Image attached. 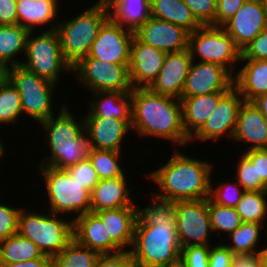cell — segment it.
I'll return each mask as SVG.
<instances>
[{
  "mask_svg": "<svg viewBox=\"0 0 267 267\" xmlns=\"http://www.w3.org/2000/svg\"><path fill=\"white\" fill-rule=\"evenodd\" d=\"M95 214L105 224V229L111 240L121 250H128L126 249L128 246L132 247L138 207L101 210L95 212Z\"/></svg>",
  "mask_w": 267,
  "mask_h": 267,
  "instance_id": "cell-24",
  "label": "cell"
},
{
  "mask_svg": "<svg viewBox=\"0 0 267 267\" xmlns=\"http://www.w3.org/2000/svg\"><path fill=\"white\" fill-rule=\"evenodd\" d=\"M222 28L242 51L267 28V10L259 0H246Z\"/></svg>",
  "mask_w": 267,
  "mask_h": 267,
  "instance_id": "cell-16",
  "label": "cell"
},
{
  "mask_svg": "<svg viewBox=\"0 0 267 267\" xmlns=\"http://www.w3.org/2000/svg\"><path fill=\"white\" fill-rule=\"evenodd\" d=\"M192 61L188 49L167 53L162 69L149 89L156 94L181 99Z\"/></svg>",
  "mask_w": 267,
  "mask_h": 267,
  "instance_id": "cell-19",
  "label": "cell"
},
{
  "mask_svg": "<svg viewBox=\"0 0 267 267\" xmlns=\"http://www.w3.org/2000/svg\"><path fill=\"white\" fill-rule=\"evenodd\" d=\"M231 267H263L260 253L235 254Z\"/></svg>",
  "mask_w": 267,
  "mask_h": 267,
  "instance_id": "cell-52",
  "label": "cell"
},
{
  "mask_svg": "<svg viewBox=\"0 0 267 267\" xmlns=\"http://www.w3.org/2000/svg\"><path fill=\"white\" fill-rule=\"evenodd\" d=\"M134 34L141 42L165 53L188 49L189 32L168 21L150 17Z\"/></svg>",
  "mask_w": 267,
  "mask_h": 267,
  "instance_id": "cell-18",
  "label": "cell"
},
{
  "mask_svg": "<svg viewBox=\"0 0 267 267\" xmlns=\"http://www.w3.org/2000/svg\"><path fill=\"white\" fill-rule=\"evenodd\" d=\"M58 116L52 115L49 119L40 122L47 138L44 139L51 153L43 157L40 166H52L59 169H68L79 161L88 158L90 144L85 132L83 116L76 121V115L71 113L66 104H61Z\"/></svg>",
  "mask_w": 267,
  "mask_h": 267,
  "instance_id": "cell-3",
  "label": "cell"
},
{
  "mask_svg": "<svg viewBox=\"0 0 267 267\" xmlns=\"http://www.w3.org/2000/svg\"><path fill=\"white\" fill-rule=\"evenodd\" d=\"M225 93L214 92L194 97H181L182 123L189 138L204 125Z\"/></svg>",
  "mask_w": 267,
  "mask_h": 267,
  "instance_id": "cell-25",
  "label": "cell"
},
{
  "mask_svg": "<svg viewBox=\"0 0 267 267\" xmlns=\"http://www.w3.org/2000/svg\"><path fill=\"white\" fill-rule=\"evenodd\" d=\"M88 113L83 117L116 118L131 121V93L121 91L93 92ZM97 99H95V98Z\"/></svg>",
  "mask_w": 267,
  "mask_h": 267,
  "instance_id": "cell-27",
  "label": "cell"
},
{
  "mask_svg": "<svg viewBox=\"0 0 267 267\" xmlns=\"http://www.w3.org/2000/svg\"><path fill=\"white\" fill-rule=\"evenodd\" d=\"M150 3L151 0H111L106 6L112 21L136 32L151 17Z\"/></svg>",
  "mask_w": 267,
  "mask_h": 267,
  "instance_id": "cell-29",
  "label": "cell"
},
{
  "mask_svg": "<svg viewBox=\"0 0 267 267\" xmlns=\"http://www.w3.org/2000/svg\"><path fill=\"white\" fill-rule=\"evenodd\" d=\"M232 139L250 143L247 150L267 149V120L252 101L241 104Z\"/></svg>",
  "mask_w": 267,
  "mask_h": 267,
  "instance_id": "cell-21",
  "label": "cell"
},
{
  "mask_svg": "<svg viewBox=\"0 0 267 267\" xmlns=\"http://www.w3.org/2000/svg\"><path fill=\"white\" fill-rule=\"evenodd\" d=\"M74 239L99 254L115 253L121 249L111 240L105 224L92 212L73 217Z\"/></svg>",
  "mask_w": 267,
  "mask_h": 267,
  "instance_id": "cell-22",
  "label": "cell"
},
{
  "mask_svg": "<svg viewBox=\"0 0 267 267\" xmlns=\"http://www.w3.org/2000/svg\"><path fill=\"white\" fill-rule=\"evenodd\" d=\"M202 25L215 26L217 0H182Z\"/></svg>",
  "mask_w": 267,
  "mask_h": 267,
  "instance_id": "cell-43",
  "label": "cell"
},
{
  "mask_svg": "<svg viewBox=\"0 0 267 267\" xmlns=\"http://www.w3.org/2000/svg\"><path fill=\"white\" fill-rule=\"evenodd\" d=\"M245 62L236 74L234 87L244 101H253L259 95L267 92V60L241 59Z\"/></svg>",
  "mask_w": 267,
  "mask_h": 267,
  "instance_id": "cell-28",
  "label": "cell"
},
{
  "mask_svg": "<svg viewBox=\"0 0 267 267\" xmlns=\"http://www.w3.org/2000/svg\"><path fill=\"white\" fill-rule=\"evenodd\" d=\"M234 255L224 243L210 245L208 267H231Z\"/></svg>",
  "mask_w": 267,
  "mask_h": 267,
  "instance_id": "cell-49",
  "label": "cell"
},
{
  "mask_svg": "<svg viewBox=\"0 0 267 267\" xmlns=\"http://www.w3.org/2000/svg\"><path fill=\"white\" fill-rule=\"evenodd\" d=\"M176 232L181 248L210 245L212 231L208 199L176 201Z\"/></svg>",
  "mask_w": 267,
  "mask_h": 267,
  "instance_id": "cell-12",
  "label": "cell"
},
{
  "mask_svg": "<svg viewBox=\"0 0 267 267\" xmlns=\"http://www.w3.org/2000/svg\"><path fill=\"white\" fill-rule=\"evenodd\" d=\"M188 50L192 60L199 56L197 58L201 62L222 65L232 74L233 65L241 61L242 56V51L230 35L222 27L211 25L201 26L189 33Z\"/></svg>",
  "mask_w": 267,
  "mask_h": 267,
  "instance_id": "cell-10",
  "label": "cell"
},
{
  "mask_svg": "<svg viewBox=\"0 0 267 267\" xmlns=\"http://www.w3.org/2000/svg\"><path fill=\"white\" fill-rule=\"evenodd\" d=\"M0 267H52V257L43 255L41 258L29 261L0 263Z\"/></svg>",
  "mask_w": 267,
  "mask_h": 267,
  "instance_id": "cell-53",
  "label": "cell"
},
{
  "mask_svg": "<svg viewBox=\"0 0 267 267\" xmlns=\"http://www.w3.org/2000/svg\"><path fill=\"white\" fill-rule=\"evenodd\" d=\"M48 193L50 212L57 215L76 217L90 212L91 197L84 185L71 177L67 169L39 166ZM69 212L71 214H69Z\"/></svg>",
  "mask_w": 267,
  "mask_h": 267,
  "instance_id": "cell-7",
  "label": "cell"
},
{
  "mask_svg": "<svg viewBox=\"0 0 267 267\" xmlns=\"http://www.w3.org/2000/svg\"><path fill=\"white\" fill-rule=\"evenodd\" d=\"M126 175L99 180L90 192V212L95 213L101 210L118 209L122 207H138L130 197Z\"/></svg>",
  "mask_w": 267,
  "mask_h": 267,
  "instance_id": "cell-23",
  "label": "cell"
},
{
  "mask_svg": "<svg viewBox=\"0 0 267 267\" xmlns=\"http://www.w3.org/2000/svg\"><path fill=\"white\" fill-rule=\"evenodd\" d=\"M243 153L256 164L257 178L267 185V149H252Z\"/></svg>",
  "mask_w": 267,
  "mask_h": 267,
  "instance_id": "cell-50",
  "label": "cell"
},
{
  "mask_svg": "<svg viewBox=\"0 0 267 267\" xmlns=\"http://www.w3.org/2000/svg\"><path fill=\"white\" fill-rule=\"evenodd\" d=\"M58 0H17L18 24L29 32L36 26L50 25L46 31L55 30L58 24H53L58 16ZM51 23V24H49Z\"/></svg>",
  "mask_w": 267,
  "mask_h": 267,
  "instance_id": "cell-26",
  "label": "cell"
},
{
  "mask_svg": "<svg viewBox=\"0 0 267 267\" xmlns=\"http://www.w3.org/2000/svg\"><path fill=\"white\" fill-rule=\"evenodd\" d=\"M17 0H0V25L18 24Z\"/></svg>",
  "mask_w": 267,
  "mask_h": 267,
  "instance_id": "cell-51",
  "label": "cell"
},
{
  "mask_svg": "<svg viewBox=\"0 0 267 267\" xmlns=\"http://www.w3.org/2000/svg\"><path fill=\"white\" fill-rule=\"evenodd\" d=\"M261 5L267 10V0H259Z\"/></svg>",
  "mask_w": 267,
  "mask_h": 267,
  "instance_id": "cell-59",
  "label": "cell"
},
{
  "mask_svg": "<svg viewBox=\"0 0 267 267\" xmlns=\"http://www.w3.org/2000/svg\"><path fill=\"white\" fill-rule=\"evenodd\" d=\"M130 93L131 129L137 135L166 139L178 146L190 142L183 128L180 99L149 88H133Z\"/></svg>",
  "mask_w": 267,
  "mask_h": 267,
  "instance_id": "cell-1",
  "label": "cell"
},
{
  "mask_svg": "<svg viewBox=\"0 0 267 267\" xmlns=\"http://www.w3.org/2000/svg\"><path fill=\"white\" fill-rule=\"evenodd\" d=\"M167 53L141 42L131 43L129 78L133 88H149L158 77Z\"/></svg>",
  "mask_w": 267,
  "mask_h": 267,
  "instance_id": "cell-17",
  "label": "cell"
},
{
  "mask_svg": "<svg viewBox=\"0 0 267 267\" xmlns=\"http://www.w3.org/2000/svg\"><path fill=\"white\" fill-rule=\"evenodd\" d=\"M246 0H217L215 27H222Z\"/></svg>",
  "mask_w": 267,
  "mask_h": 267,
  "instance_id": "cell-48",
  "label": "cell"
},
{
  "mask_svg": "<svg viewBox=\"0 0 267 267\" xmlns=\"http://www.w3.org/2000/svg\"><path fill=\"white\" fill-rule=\"evenodd\" d=\"M192 61L182 91V97H194L214 92H227L234 87V74L216 63Z\"/></svg>",
  "mask_w": 267,
  "mask_h": 267,
  "instance_id": "cell-15",
  "label": "cell"
},
{
  "mask_svg": "<svg viewBox=\"0 0 267 267\" xmlns=\"http://www.w3.org/2000/svg\"><path fill=\"white\" fill-rule=\"evenodd\" d=\"M90 148L122 152L121 143L131 129V121L116 118L84 117Z\"/></svg>",
  "mask_w": 267,
  "mask_h": 267,
  "instance_id": "cell-20",
  "label": "cell"
},
{
  "mask_svg": "<svg viewBox=\"0 0 267 267\" xmlns=\"http://www.w3.org/2000/svg\"><path fill=\"white\" fill-rule=\"evenodd\" d=\"M236 176L237 182L241 185L244 191H265L267 185L260 179L257 178L256 164L244 154L240 156L237 162Z\"/></svg>",
  "mask_w": 267,
  "mask_h": 267,
  "instance_id": "cell-40",
  "label": "cell"
},
{
  "mask_svg": "<svg viewBox=\"0 0 267 267\" xmlns=\"http://www.w3.org/2000/svg\"><path fill=\"white\" fill-rule=\"evenodd\" d=\"M42 256L37 245L18 233L0 241V263L23 262Z\"/></svg>",
  "mask_w": 267,
  "mask_h": 267,
  "instance_id": "cell-32",
  "label": "cell"
},
{
  "mask_svg": "<svg viewBox=\"0 0 267 267\" xmlns=\"http://www.w3.org/2000/svg\"><path fill=\"white\" fill-rule=\"evenodd\" d=\"M108 18L107 6L94 3L80 15L58 23L55 30L59 36L61 52L71 67L88 56L101 26Z\"/></svg>",
  "mask_w": 267,
  "mask_h": 267,
  "instance_id": "cell-5",
  "label": "cell"
},
{
  "mask_svg": "<svg viewBox=\"0 0 267 267\" xmlns=\"http://www.w3.org/2000/svg\"><path fill=\"white\" fill-rule=\"evenodd\" d=\"M95 267H136L129 250L99 254Z\"/></svg>",
  "mask_w": 267,
  "mask_h": 267,
  "instance_id": "cell-46",
  "label": "cell"
},
{
  "mask_svg": "<svg viewBox=\"0 0 267 267\" xmlns=\"http://www.w3.org/2000/svg\"><path fill=\"white\" fill-rule=\"evenodd\" d=\"M129 251L136 267H179L181 246L176 223L146 225L137 217Z\"/></svg>",
  "mask_w": 267,
  "mask_h": 267,
  "instance_id": "cell-4",
  "label": "cell"
},
{
  "mask_svg": "<svg viewBox=\"0 0 267 267\" xmlns=\"http://www.w3.org/2000/svg\"><path fill=\"white\" fill-rule=\"evenodd\" d=\"M210 245H191L181 248L179 267H208Z\"/></svg>",
  "mask_w": 267,
  "mask_h": 267,
  "instance_id": "cell-42",
  "label": "cell"
},
{
  "mask_svg": "<svg viewBox=\"0 0 267 267\" xmlns=\"http://www.w3.org/2000/svg\"><path fill=\"white\" fill-rule=\"evenodd\" d=\"M267 190L245 191L237 204L236 211L242 222L264 224L267 219Z\"/></svg>",
  "mask_w": 267,
  "mask_h": 267,
  "instance_id": "cell-35",
  "label": "cell"
},
{
  "mask_svg": "<svg viewBox=\"0 0 267 267\" xmlns=\"http://www.w3.org/2000/svg\"><path fill=\"white\" fill-rule=\"evenodd\" d=\"M208 211L212 231H219L217 235H221V233L225 232L228 236L242 224V220L240 215L237 213L236 208L215 204L209 198Z\"/></svg>",
  "mask_w": 267,
  "mask_h": 267,
  "instance_id": "cell-39",
  "label": "cell"
},
{
  "mask_svg": "<svg viewBox=\"0 0 267 267\" xmlns=\"http://www.w3.org/2000/svg\"><path fill=\"white\" fill-rule=\"evenodd\" d=\"M241 59L267 60V28L242 50Z\"/></svg>",
  "mask_w": 267,
  "mask_h": 267,
  "instance_id": "cell-47",
  "label": "cell"
},
{
  "mask_svg": "<svg viewBox=\"0 0 267 267\" xmlns=\"http://www.w3.org/2000/svg\"><path fill=\"white\" fill-rule=\"evenodd\" d=\"M122 152L90 148L88 158L96 170L99 180L112 179L125 175L119 164Z\"/></svg>",
  "mask_w": 267,
  "mask_h": 267,
  "instance_id": "cell-36",
  "label": "cell"
},
{
  "mask_svg": "<svg viewBox=\"0 0 267 267\" xmlns=\"http://www.w3.org/2000/svg\"><path fill=\"white\" fill-rule=\"evenodd\" d=\"M34 36L28 33L25 47V60L21 65L37 76L54 84L59 83L61 71H71L72 67L65 61L60 47V40L56 30L46 31ZM25 61V62H24Z\"/></svg>",
  "mask_w": 267,
  "mask_h": 267,
  "instance_id": "cell-8",
  "label": "cell"
},
{
  "mask_svg": "<svg viewBox=\"0 0 267 267\" xmlns=\"http://www.w3.org/2000/svg\"><path fill=\"white\" fill-rule=\"evenodd\" d=\"M191 157L174 151L165 165L149 172L148 179L156 182L161 191L153 194L174 202L208 199L212 163Z\"/></svg>",
  "mask_w": 267,
  "mask_h": 267,
  "instance_id": "cell-2",
  "label": "cell"
},
{
  "mask_svg": "<svg viewBox=\"0 0 267 267\" xmlns=\"http://www.w3.org/2000/svg\"><path fill=\"white\" fill-rule=\"evenodd\" d=\"M22 208L0 203V241L14 235L18 231V217Z\"/></svg>",
  "mask_w": 267,
  "mask_h": 267,
  "instance_id": "cell-45",
  "label": "cell"
},
{
  "mask_svg": "<svg viewBox=\"0 0 267 267\" xmlns=\"http://www.w3.org/2000/svg\"><path fill=\"white\" fill-rule=\"evenodd\" d=\"M150 205L141 208L138 206V217L146 225H158V223H176L175 202L151 195Z\"/></svg>",
  "mask_w": 267,
  "mask_h": 267,
  "instance_id": "cell-37",
  "label": "cell"
},
{
  "mask_svg": "<svg viewBox=\"0 0 267 267\" xmlns=\"http://www.w3.org/2000/svg\"><path fill=\"white\" fill-rule=\"evenodd\" d=\"M260 256H261V259H262V265H263V267H267V247L264 246L260 250Z\"/></svg>",
  "mask_w": 267,
  "mask_h": 267,
  "instance_id": "cell-56",
  "label": "cell"
},
{
  "mask_svg": "<svg viewBox=\"0 0 267 267\" xmlns=\"http://www.w3.org/2000/svg\"><path fill=\"white\" fill-rule=\"evenodd\" d=\"M263 224L255 222H242L232 233L228 235V244H224L234 254H254L260 253V249L256 247L260 242V234ZM230 237V238H229ZM230 243V244H229ZM258 250H257V249Z\"/></svg>",
  "mask_w": 267,
  "mask_h": 267,
  "instance_id": "cell-33",
  "label": "cell"
},
{
  "mask_svg": "<svg viewBox=\"0 0 267 267\" xmlns=\"http://www.w3.org/2000/svg\"><path fill=\"white\" fill-rule=\"evenodd\" d=\"M129 65L106 63L97 58L85 56L72 71L82 86L93 92L121 91L131 92L133 87L129 78Z\"/></svg>",
  "mask_w": 267,
  "mask_h": 267,
  "instance_id": "cell-11",
  "label": "cell"
},
{
  "mask_svg": "<svg viewBox=\"0 0 267 267\" xmlns=\"http://www.w3.org/2000/svg\"><path fill=\"white\" fill-rule=\"evenodd\" d=\"M244 99L235 87L227 91L219 100L215 111L204 125L190 138V141L218 140L222 136L233 138L238 112Z\"/></svg>",
  "mask_w": 267,
  "mask_h": 267,
  "instance_id": "cell-14",
  "label": "cell"
},
{
  "mask_svg": "<svg viewBox=\"0 0 267 267\" xmlns=\"http://www.w3.org/2000/svg\"><path fill=\"white\" fill-rule=\"evenodd\" d=\"M213 180L210 182L209 199L215 203L228 207H236L241 200L242 194L245 192L241 185L235 182L221 183L215 188Z\"/></svg>",
  "mask_w": 267,
  "mask_h": 267,
  "instance_id": "cell-41",
  "label": "cell"
},
{
  "mask_svg": "<svg viewBox=\"0 0 267 267\" xmlns=\"http://www.w3.org/2000/svg\"><path fill=\"white\" fill-rule=\"evenodd\" d=\"M48 213L21 209L17 233L37 245L43 255L53 257L74 239L73 220Z\"/></svg>",
  "mask_w": 267,
  "mask_h": 267,
  "instance_id": "cell-6",
  "label": "cell"
},
{
  "mask_svg": "<svg viewBox=\"0 0 267 267\" xmlns=\"http://www.w3.org/2000/svg\"><path fill=\"white\" fill-rule=\"evenodd\" d=\"M2 137L0 136V158H1V156L3 157V154L5 153V145H4V143L2 142V139H1Z\"/></svg>",
  "mask_w": 267,
  "mask_h": 267,
  "instance_id": "cell-57",
  "label": "cell"
},
{
  "mask_svg": "<svg viewBox=\"0 0 267 267\" xmlns=\"http://www.w3.org/2000/svg\"><path fill=\"white\" fill-rule=\"evenodd\" d=\"M67 171L71 177H75V180L84 185L90 192L99 182L96 170L93 168L89 158L83 159L73 166H70Z\"/></svg>",
  "mask_w": 267,
  "mask_h": 267,
  "instance_id": "cell-44",
  "label": "cell"
},
{
  "mask_svg": "<svg viewBox=\"0 0 267 267\" xmlns=\"http://www.w3.org/2000/svg\"><path fill=\"white\" fill-rule=\"evenodd\" d=\"M134 32L108 18L101 26L88 54L106 63L129 65Z\"/></svg>",
  "mask_w": 267,
  "mask_h": 267,
  "instance_id": "cell-13",
  "label": "cell"
},
{
  "mask_svg": "<svg viewBox=\"0 0 267 267\" xmlns=\"http://www.w3.org/2000/svg\"><path fill=\"white\" fill-rule=\"evenodd\" d=\"M99 253L73 239L58 255L52 257V267H95Z\"/></svg>",
  "mask_w": 267,
  "mask_h": 267,
  "instance_id": "cell-34",
  "label": "cell"
},
{
  "mask_svg": "<svg viewBox=\"0 0 267 267\" xmlns=\"http://www.w3.org/2000/svg\"><path fill=\"white\" fill-rule=\"evenodd\" d=\"M28 33L19 24L0 25V60L7 67L21 65L17 55L25 53Z\"/></svg>",
  "mask_w": 267,
  "mask_h": 267,
  "instance_id": "cell-31",
  "label": "cell"
},
{
  "mask_svg": "<svg viewBox=\"0 0 267 267\" xmlns=\"http://www.w3.org/2000/svg\"><path fill=\"white\" fill-rule=\"evenodd\" d=\"M21 97L22 113L35 122L49 119L53 112L56 84L37 76L22 65L8 68V78Z\"/></svg>",
  "mask_w": 267,
  "mask_h": 267,
  "instance_id": "cell-9",
  "label": "cell"
},
{
  "mask_svg": "<svg viewBox=\"0 0 267 267\" xmlns=\"http://www.w3.org/2000/svg\"><path fill=\"white\" fill-rule=\"evenodd\" d=\"M21 97L7 79L0 84V125H13L22 115Z\"/></svg>",
  "mask_w": 267,
  "mask_h": 267,
  "instance_id": "cell-38",
  "label": "cell"
},
{
  "mask_svg": "<svg viewBox=\"0 0 267 267\" xmlns=\"http://www.w3.org/2000/svg\"><path fill=\"white\" fill-rule=\"evenodd\" d=\"M111 0H97L95 4H104L107 5Z\"/></svg>",
  "mask_w": 267,
  "mask_h": 267,
  "instance_id": "cell-58",
  "label": "cell"
},
{
  "mask_svg": "<svg viewBox=\"0 0 267 267\" xmlns=\"http://www.w3.org/2000/svg\"><path fill=\"white\" fill-rule=\"evenodd\" d=\"M151 17L183 27L189 33L202 25L182 0H151Z\"/></svg>",
  "mask_w": 267,
  "mask_h": 267,
  "instance_id": "cell-30",
  "label": "cell"
},
{
  "mask_svg": "<svg viewBox=\"0 0 267 267\" xmlns=\"http://www.w3.org/2000/svg\"><path fill=\"white\" fill-rule=\"evenodd\" d=\"M8 68L1 60H0V84L5 82L8 78Z\"/></svg>",
  "mask_w": 267,
  "mask_h": 267,
  "instance_id": "cell-55",
  "label": "cell"
},
{
  "mask_svg": "<svg viewBox=\"0 0 267 267\" xmlns=\"http://www.w3.org/2000/svg\"><path fill=\"white\" fill-rule=\"evenodd\" d=\"M252 102L260 109L262 115L267 120V92L259 95Z\"/></svg>",
  "mask_w": 267,
  "mask_h": 267,
  "instance_id": "cell-54",
  "label": "cell"
}]
</instances>
